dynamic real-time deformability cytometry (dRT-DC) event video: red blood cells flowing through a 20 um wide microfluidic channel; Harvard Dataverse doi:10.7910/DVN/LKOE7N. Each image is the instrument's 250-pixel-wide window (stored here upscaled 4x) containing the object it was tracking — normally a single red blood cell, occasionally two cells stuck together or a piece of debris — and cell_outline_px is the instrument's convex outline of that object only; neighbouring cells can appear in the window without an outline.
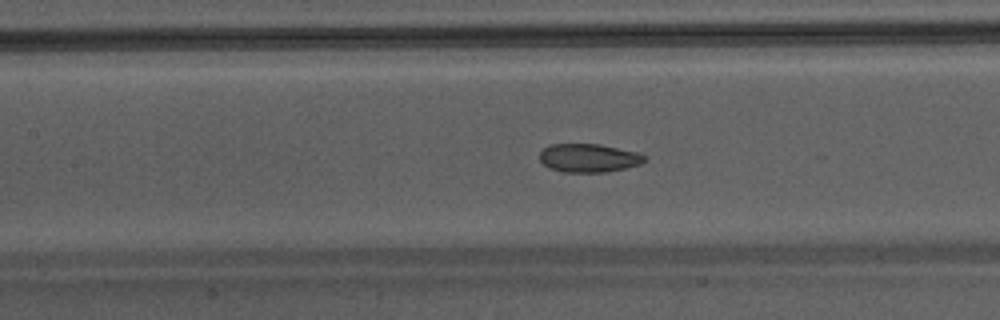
{"species": "Egyptian fruit bat (a non-hibernating species)", "species_latin": "Rousettus aegyptiacus", "temperature_condition": "warm", "stored_images_in_passage": 34, "camera_frame_rate_fps": 3000, "um_per_image_px": 0.085, "animal": {"sex": "male"}, "frame": {"image": 1, "passage_image": 9, "time_ms": 2.667, "image_size_px": [1000, 320], "cell_outline_px": [[648, 160], [640, 164], [624, 168], [604, 172], [564, 172], [548, 168], [540, 160], [540, 152], [548, 144], [600, 144], [636, 152], [648, 156]], "centroid_in_image_um": [50.05, 13.42], "position_along_channel_um": 157.4, "area_um2": 17.46}}
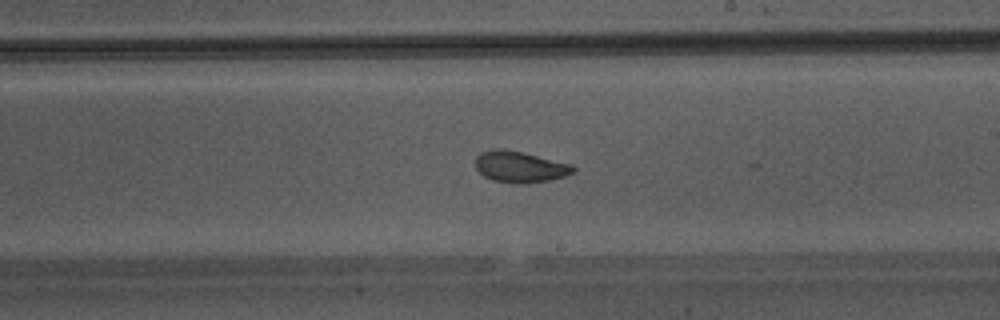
{"frame": {"image": 2, "passage_image": 15, "time_ms": 4.667, "image_size_px": [1000, 320], "cell_outline_px": [[576, 172], [564, 176], [548, 180], [524, 184], [520, 184], [492, 180], [484, 176], [476, 168], [476, 156], [480, 152], [496, 148], [520, 152], [572, 164], [576, 168]], "centroid_in_image_um": [44.2, 14.19], "position_along_channel_um": 244.8, "area_um2": 17.63}}
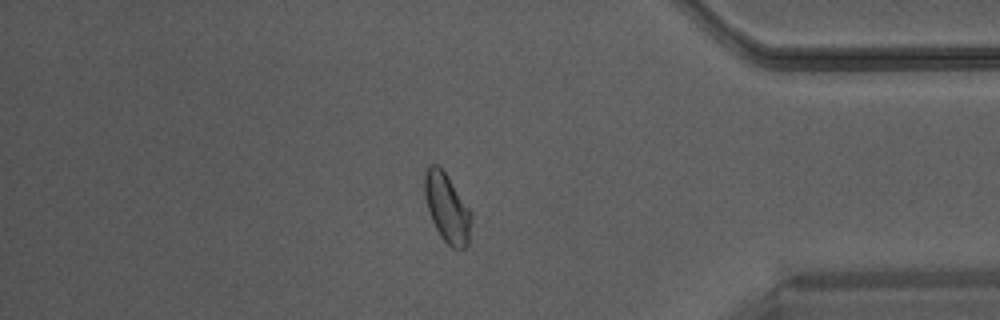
{"frame": {"image": 3, "passage_image": 27, "time_ms": 8.667, "image_size_px": [1000, 320], "cell_outline_px": [[472, 220], [468, 244], [460, 252], [452, 248], [440, 236], [428, 212], [424, 196], [424, 172], [428, 164], [436, 164], [448, 176], [472, 212]], "centroid_in_image_um": [38.0, 17.69], "position_along_channel_um": 397.2, "area_um2": 19.07}}